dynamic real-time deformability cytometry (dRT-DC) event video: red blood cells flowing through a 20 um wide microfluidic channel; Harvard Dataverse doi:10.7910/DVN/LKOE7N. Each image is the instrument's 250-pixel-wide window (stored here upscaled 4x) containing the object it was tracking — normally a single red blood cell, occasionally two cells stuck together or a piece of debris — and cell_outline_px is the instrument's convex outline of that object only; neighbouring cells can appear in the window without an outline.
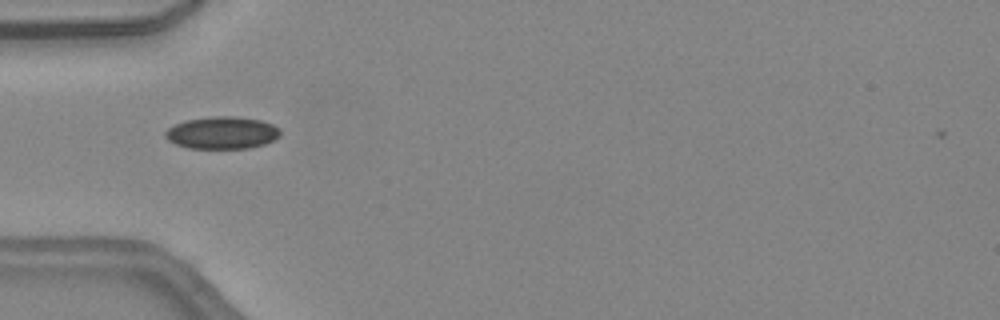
{"species": "common noctule bat (a hibernating species)", "species_latin": "Nyctalus noctula", "temperature_condition": "warm", "stored_images_in_passage": 32, "camera_frame_rate_fps": 3000, "um_per_image_px": 0.085, "animal": {"sex": "female", "body_mass_g": 24.6, "forearm_length_mm": 56.2}, "frame": {"image": 1, "passage_image": 1, "time_ms": 0.0, "image_size_px": [1000, 320], "cell_outline_px": [[280, 136], [276, 140], [264, 144], [248, 148], [188, 148], [176, 144], [168, 140], [164, 136], [164, 132], [168, 128], [176, 124], [188, 120], [212, 116], [232, 116], [260, 120], [272, 124], [280, 128]], "centroid_in_image_um": [18.9, 11.29], "position_along_channel_um": 66.1, "area_um2": 21.62}}
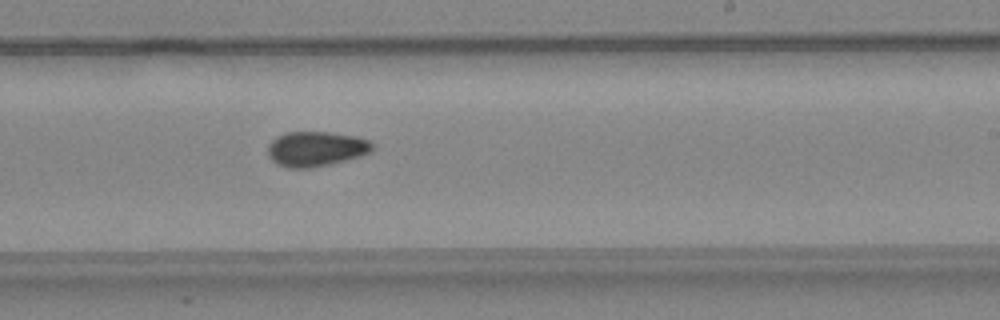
{"frame": {"image": 2, "passage_image": 14, "time_ms": 4.333, "image_size_px": [1000, 320], "cell_outline_px": [[376, 144], [372, 152], [360, 156], [312, 168], [288, 168], [276, 164], [268, 156], [268, 144], [276, 136], [288, 132], [328, 132], [356, 136], [368, 140]], "centroid_in_image_um": [26.86, 12.65], "position_along_channel_um": 262.1, "area_um2": 21.44}}
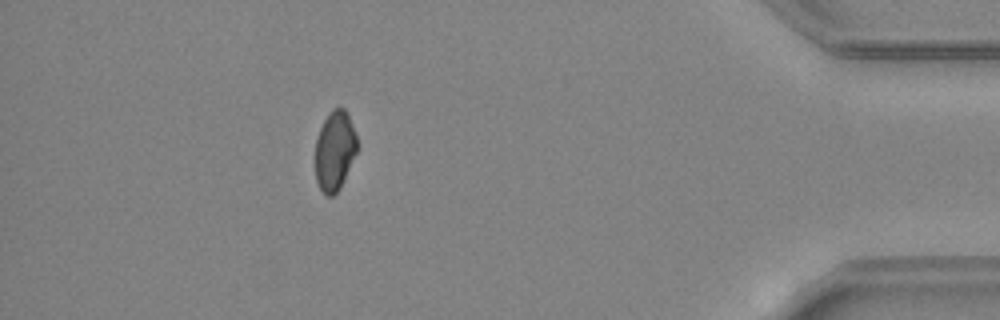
{"frame": {"image": 3, "passage_image": 27, "time_ms": 8.667, "image_size_px": [1000, 320], "cell_outline_px": [[356, 152], [344, 180], [340, 188], [332, 196], [328, 196], [320, 188], [316, 180], [316, 140], [320, 128], [328, 112], [332, 108], [344, 108], [348, 112], [356, 136]], "centroid_in_image_um": [28.45, 12.78], "position_along_channel_um": 406.8, "area_um2": 19.19}, "authors_computed_cell_mechanics": {"area_um2": 20.808, "velocity_mm_per_s": 4.5171, "shape_relaxation_time_tau1_ms": 6.8488, "shape_relaxation_time_tau2_ms": 3.4565, "deformation_change_tau1": 0.1256, "deformation_change_tau2": 0.0778}}